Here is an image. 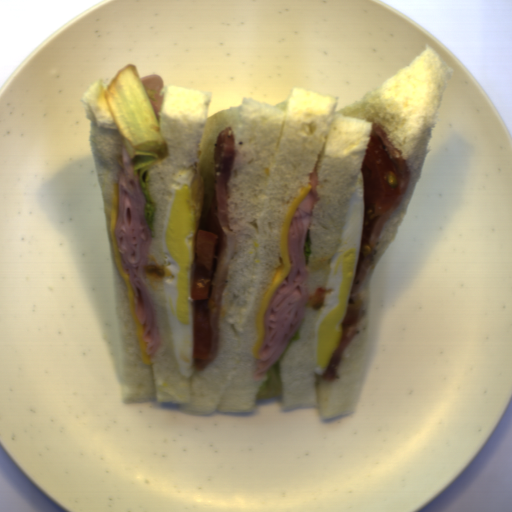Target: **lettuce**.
<instances>
[{
	"instance_id": "88b5c38a",
	"label": "lettuce",
	"mask_w": 512,
	"mask_h": 512,
	"mask_svg": "<svg viewBox=\"0 0 512 512\" xmlns=\"http://www.w3.org/2000/svg\"><path fill=\"white\" fill-rule=\"evenodd\" d=\"M304 252H305V265H308L309 258H310V252H311V240H310L309 229L307 230V234H306Z\"/></svg>"
},
{
	"instance_id": "9fb2a089",
	"label": "lettuce",
	"mask_w": 512,
	"mask_h": 512,
	"mask_svg": "<svg viewBox=\"0 0 512 512\" xmlns=\"http://www.w3.org/2000/svg\"><path fill=\"white\" fill-rule=\"evenodd\" d=\"M105 99L126 151L139 174L146 201L144 220L154 232L156 206L148 187L151 166L169 156L162 128L153 112L137 66L119 70L106 88Z\"/></svg>"
},
{
	"instance_id": "494a5c6d",
	"label": "lettuce",
	"mask_w": 512,
	"mask_h": 512,
	"mask_svg": "<svg viewBox=\"0 0 512 512\" xmlns=\"http://www.w3.org/2000/svg\"><path fill=\"white\" fill-rule=\"evenodd\" d=\"M300 336L301 331L296 330L294 335L290 339L289 343L285 347L284 351L266 371V380L254 397L256 401L276 397L282 394V381L279 364L285 353L290 349L291 344L296 343L299 340Z\"/></svg>"
}]
</instances>
